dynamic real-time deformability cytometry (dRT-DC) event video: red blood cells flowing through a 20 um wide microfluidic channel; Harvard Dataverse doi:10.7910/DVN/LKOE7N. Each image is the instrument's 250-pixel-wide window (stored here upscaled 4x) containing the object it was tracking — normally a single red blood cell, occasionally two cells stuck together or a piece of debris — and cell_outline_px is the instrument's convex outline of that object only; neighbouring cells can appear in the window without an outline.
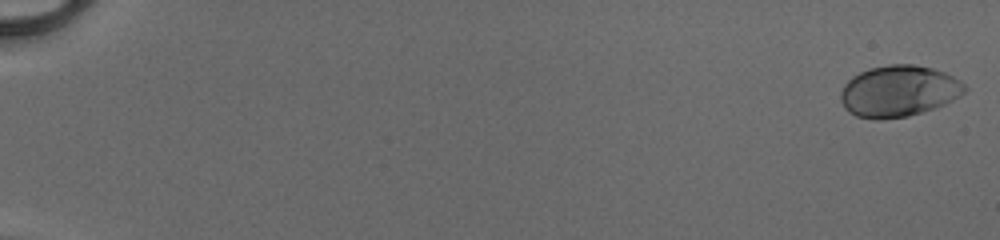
{"species": "human", "species_latin": "Homo sapiens", "temperature_condition": "cold", "stored_images_in_passage": 52, "camera_frame_rate_fps": 3000, "um_per_image_px": 0.085, "donor": {"sex": "male"}, "frame": {"image": 1, "passage_image": 1, "time_ms": 0.0, "image_size_px": [1000, 240], "cell_outline_px": [[968, 88], [960, 96], [936, 108], [924, 112], [908, 116], [880, 120], [876, 120], [856, 116], [848, 112], [844, 108], [840, 100], [840, 92], [844, 84], [852, 76], [868, 68], [888, 64], [916, 64], [932, 68], [944, 72], [960, 80]], "centroid_in_image_um": [76.37, 7.75], "position_along_channel_um": 8.6, "area_um2": 37.57}}
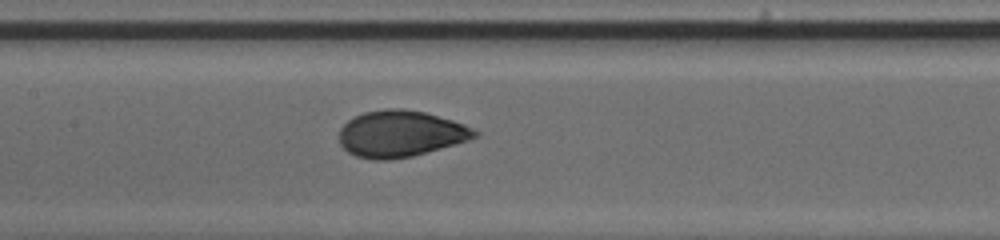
{"frame": {"image": 2, "passage_image": 28, "time_ms": 9.0, "image_size_px": [1000, 240], "cell_outline_px": [[480, 132], [476, 136], [468, 140], [456, 144], [412, 156], [388, 160], [376, 160], [356, 156], [348, 152], [340, 144], [340, 128], [348, 120], [364, 112], [384, 108], [400, 108], [424, 112], [452, 120], [464, 124]], "centroid_in_image_um": [34.03, 11.37], "position_along_channel_um": 173.4, "area_um2": 36.53}}
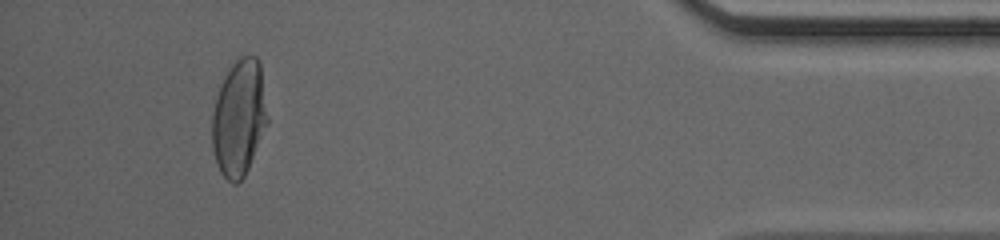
{"frame": {"image": 3, "passage_image": 49, "time_ms": 16.0, "image_size_px": [1000, 240], "cell_outline_px": [[268, 124], [248, 168], [244, 176], [236, 184], [232, 184], [220, 172], [212, 148], [212, 112], [224, 76], [232, 64], [240, 56], [256, 56], [260, 60], [268, 120]], "centroid_in_image_um": [20.33, 10.02], "position_along_channel_um": 414.9, "area_um2": 37.45}, "authors_computed_cell_mechanics": {"area_um2": 36.0672, "velocity_mm_per_s": 4.1389, "shape_relaxation_time_tau1_ms": 4.1033, "shape_relaxation_time_tau2_ms": null, "deformation_change_tau1": 0.1832, "deformation_change_tau2": null}}